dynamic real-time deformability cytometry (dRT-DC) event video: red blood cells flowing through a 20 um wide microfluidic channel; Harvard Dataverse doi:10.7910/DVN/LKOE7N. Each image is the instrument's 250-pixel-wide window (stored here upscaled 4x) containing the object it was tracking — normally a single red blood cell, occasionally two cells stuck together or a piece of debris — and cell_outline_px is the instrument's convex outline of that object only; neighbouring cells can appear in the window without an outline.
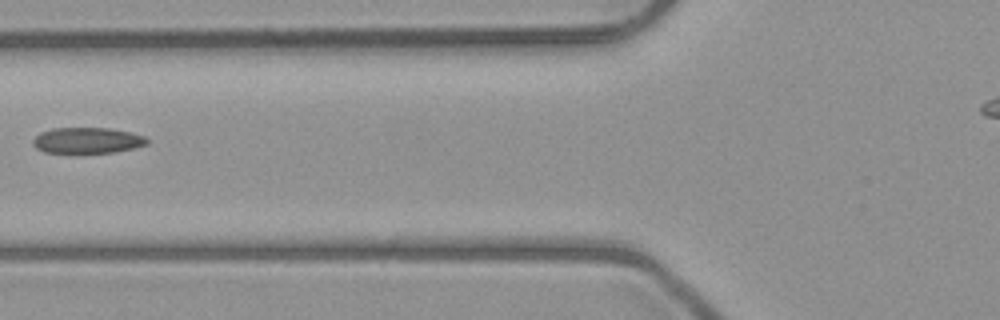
{"species": "common noctule bat (a hibernating species)", "species_latin": "Nyctalus noctula", "temperature_condition": "room temperature", "stored_images_in_passage": 7, "camera_frame_rate_fps": 3000, "um_per_image_px": 0.085, "animal": {"sex": "male", "body_mass_g": 23.1, "forearm_length_mm": 52.7}, "frame": {"image": 1, "passage_image": 6, "time_ms": 6.0, "image_size_px": [1000, 320], "cell_outline_px": [[148, 144], [136, 148], [116, 152], [44, 152], [36, 148], [32, 144], [32, 140], [40, 132], [52, 128], [112, 128], [132, 132], [144, 136], [148, 140]], "centroid_in_image_um": [7.45, 11.92], "position_along_channel_um": 118.4, "area_um2": 17.28}}
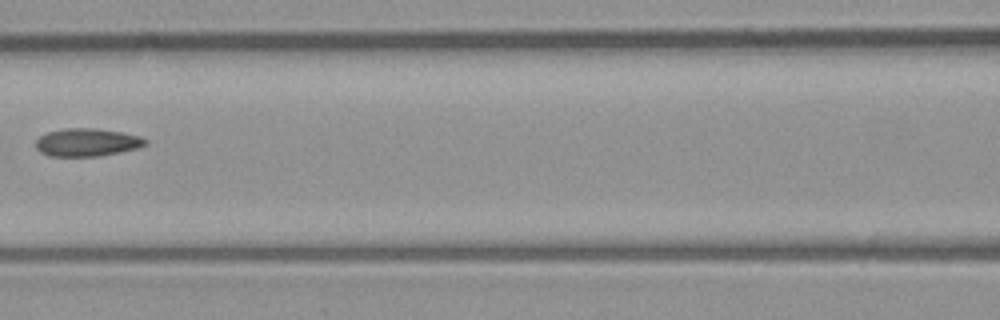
{"frame": {"image": 2, "passage_image": 7, "time_ms": 7.0, "image_size_px": [1000, 320], "cell_outline_px": [[148, 144], [136, 148], [120, 152], [100, 156], [48, 156], [40, 152], [36, 148], [36, 140], [40, 136], [48, 132], [64, 128], [96, 128], [120, 132], [140, 136], [148, 140]], "centroid_in_image_um": [7.39, 12.1], "position_along_channel_um": 159.2, "area_um2": 17.86}}